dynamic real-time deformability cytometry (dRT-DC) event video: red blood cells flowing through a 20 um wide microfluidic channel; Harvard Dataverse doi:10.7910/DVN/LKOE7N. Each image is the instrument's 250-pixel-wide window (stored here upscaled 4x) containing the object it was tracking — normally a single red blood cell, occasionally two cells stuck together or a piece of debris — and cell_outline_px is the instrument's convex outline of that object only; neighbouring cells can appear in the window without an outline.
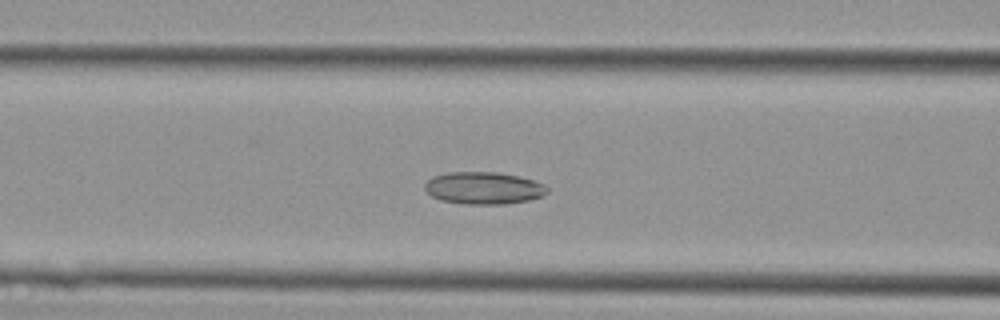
{"species": "Egyptian fruit bat (a non-hibernating species)", "species_latin": "Rousettus aegyptiacus", "temperature_condition": "cold", "stored_images_in_passage": 33, "camera_frame_rate_fps": 3000, "um_per_image_px": 0.085, "animal": {"sex": "female"}, "frame": {"image": 1, "passage_image": 12, "time_ms": 3.667, "image_size_px": [1000, 320], "cell_outline_px": [[548, 192], [544, 196], [528, 200], [504, 204], [464, 204], [440, 200], [432, 196], [424, 188], [424, 184], [432, 176], [448, 172], [500, 172], [532, 180], [544, 184], [548, 188]], "centroid_in_image_um": [41.1, 15.98], "position_along_channel_um": 125.5, "area_um2": 23.06}}
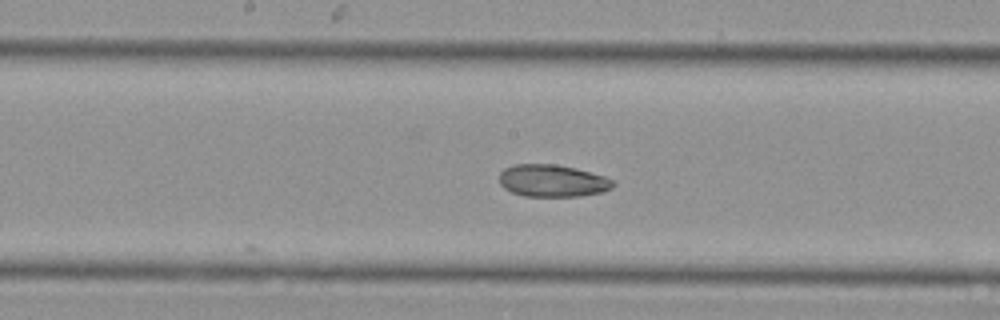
{"frame": {"image": 2, "passage_image": 17, "time_ms": 5.333, "image_size_px": [1000, 320], "cell_outline_px": [[616, 184], [612, 188], [604, 192], [580, 196], [524, 196], [512, 192], [504, 188], [500, 184], [500, 172], [504, 168], [516, 164], [556, 164], [576, 168], [604, 176], [612, 180]], "centroid_in_image_um": [46.97, 15.36], "position_along_channel_um": 201.2, "area_um2": 21.44}}
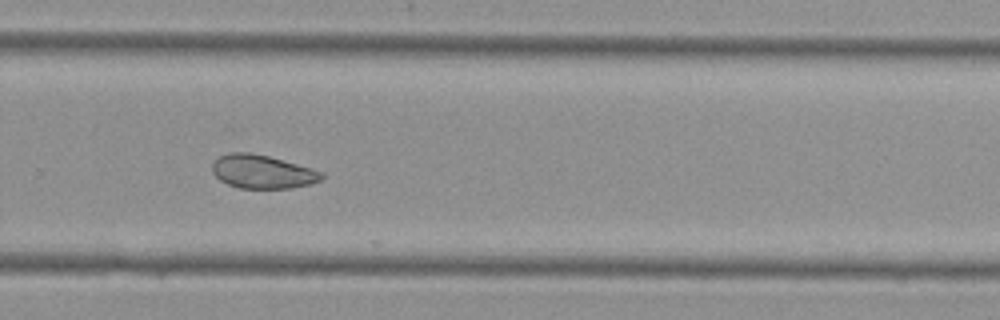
{"frame": {"image": 3, "passage_image": 24, "time_ms": 7.667, "image_size_px": [1000, 320], "cell_outline_px": [[324, 176], [320, 180], [308, 184], [292, 188], [240, 188], [228, 184], [220, 180], [212, 172], [212, 164], [220, 156], [228, 152], [248, 152], [268, 156], [312, 168], [324, 172]], "centroid_in_image_um": [22.3, 14.59], "position_along_channel_um": 307.5, "area_um2": 21.27}}